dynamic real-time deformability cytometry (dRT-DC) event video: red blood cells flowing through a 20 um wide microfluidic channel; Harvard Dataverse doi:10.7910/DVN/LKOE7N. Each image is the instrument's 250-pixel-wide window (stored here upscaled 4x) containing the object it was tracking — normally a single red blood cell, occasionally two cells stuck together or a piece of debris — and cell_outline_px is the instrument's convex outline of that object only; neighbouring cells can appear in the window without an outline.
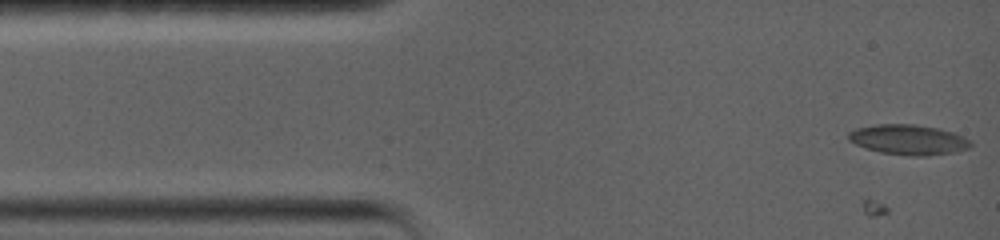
{"species": "common noctule bat (a hibernating species)", "species_latin": "Nyctalus noctula", "temperature_condition": "warm", "stored_images_in_passage": 31, "camera_frame_rate_fps": 5000, "um_per_image_px": 0.085, "animal": {"sex": "female", "body_mass_g": 19.0, "forearm_length_mm": 56.7}, "frame": {"image": 1, "passage_image": 1, "time_ms": 0.0, "image_size_px": [1000, 240], "cell_outline_px": [[972, 144], [968, 148], [956, 152], [924, 156], [908, 156], [880, 152], [864, 148], [848, 140], [848, 132], [856, 128], [876, 124], [916, 124], [940, 128], [964, 136], [972, 140]], "centroid_in_image_um": [77.23, 11.87], "position_along_channel_um": 7.8, "area_um2": 21.73}}
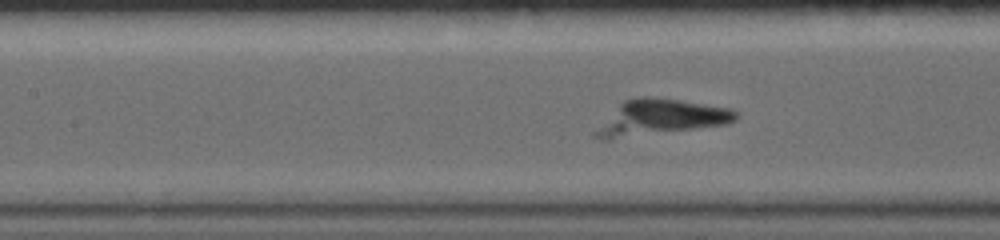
{"frame": {"image": 2, "passage_image": 14, "time_ms": 6.0, "image_size_px": [1000, 240], "cell_outline_px": [[740, 116], [736, 120], [728, 124], [608, 140], [600, 140], [592, 136], [592, 132], [624, 100], [640, 96], [652, 96], [680, 100], [732, 108]], "centroid_in_image_um": [56.14, 9.99], "position_along_channel_um": 151.3, "area_um2": 29.13}}
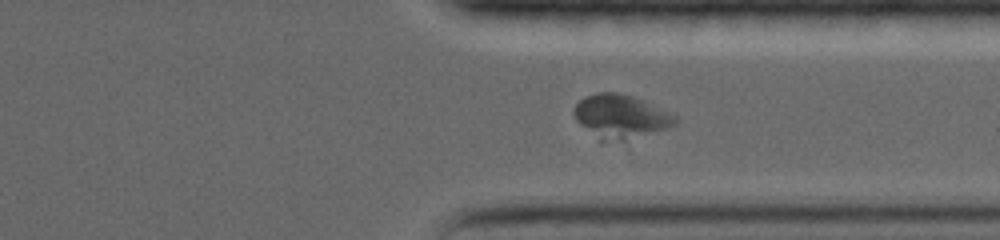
{"frame": {"image": 3, "passage_image": 27, "time_ms": 11.8, "image_size_px": [1000, 240], "cell_outline_px": [[680, 120], [676, 124], [668, 128], [624, 140], [600, 144], [576, 120], [572, 112], [572, 108], [584, 96], [596, 92], [616, 92], [632, 96], [668, 112], [676, 116]], "centroid_in_image_um": [52.68, 9.93], "position_along_channel_um": 358.7, "area_um2": 26.07}}